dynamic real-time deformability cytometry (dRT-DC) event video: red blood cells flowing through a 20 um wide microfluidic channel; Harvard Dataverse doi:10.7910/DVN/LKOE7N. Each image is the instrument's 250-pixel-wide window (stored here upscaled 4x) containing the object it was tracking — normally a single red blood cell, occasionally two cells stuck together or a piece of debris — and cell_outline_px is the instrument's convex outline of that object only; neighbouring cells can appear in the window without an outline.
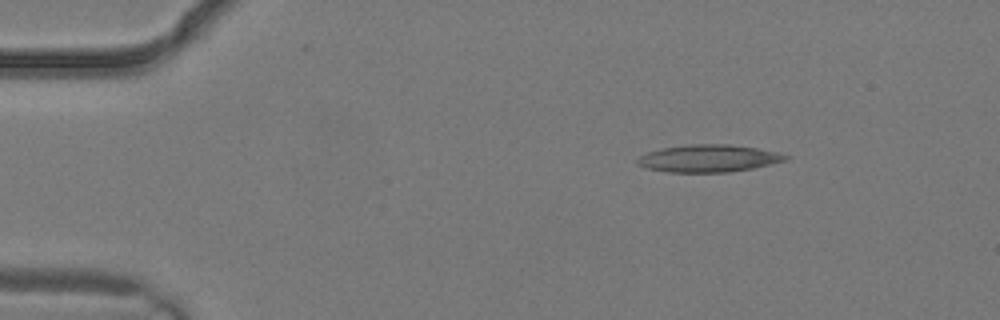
{"species": "common noctule bat (a hibernating species)", "species_latin": "Nyctalus noctula", "temperature_condition": "warm", "stored_images_in_passage": 3, "camera_frame_rate_fps": 3000, "um_per_image_px": 0.085, "animal": {"sex": "male", "body_mass_g": 19.2, "forearm_length_mm": 51.8}, "frame": {"image": 1, "passage_image": 3, "time_ms": 0.667, "image_size_px": [1000, 320], "cell_outline_px": [[792, 156], [788, 160], [772, 164], [752, 168], [728, 172], [668, 172], [648, 168], [636, 164], [636, 160], [640, 156], [648, 152], [664, 148], [688, 144], [728, 144], [756, 148], [776, 152]], "centroid_in_image_um": [60.26, 13.46], "position_along_channel_um": 24.7, "area_um2": 23.52}}